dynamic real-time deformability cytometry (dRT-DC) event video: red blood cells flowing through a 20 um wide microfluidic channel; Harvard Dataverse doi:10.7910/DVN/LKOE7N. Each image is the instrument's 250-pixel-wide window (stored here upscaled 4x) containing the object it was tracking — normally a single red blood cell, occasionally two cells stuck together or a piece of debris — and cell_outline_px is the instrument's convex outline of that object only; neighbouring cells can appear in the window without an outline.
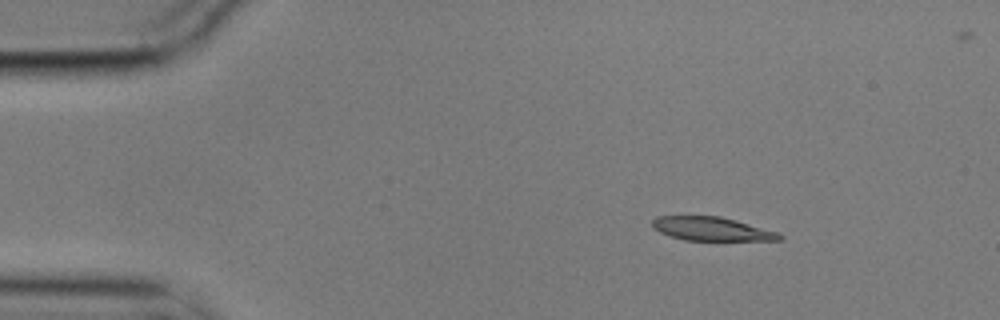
{"species": "common noctule bat (a hibernating species)", "species_latin": "Nyctalus noctula", "temperature_condition": "cold", "stored_images_in_passage": 3, "camera_frame_rate_fps": 3000, "um_per_image_px": 0.085, "animal": {"sex": "male", "body_mass_g": 17.9}, "frame": {"image": 1, "passage_image": 1, "time_ms": 0.0, "image_size_px": [1000, 320], "cell_outline_px": [[784, 240], [684, 240], [660, 232], [652, 228], [652, 220], [656, 216], [720, 216], [736, 220], [776, 232], [784, 236]], "centroid_in_image_um": [60.47, 19.45], "position_along_channel_um": 24.5, "area_um2": 17.4}}
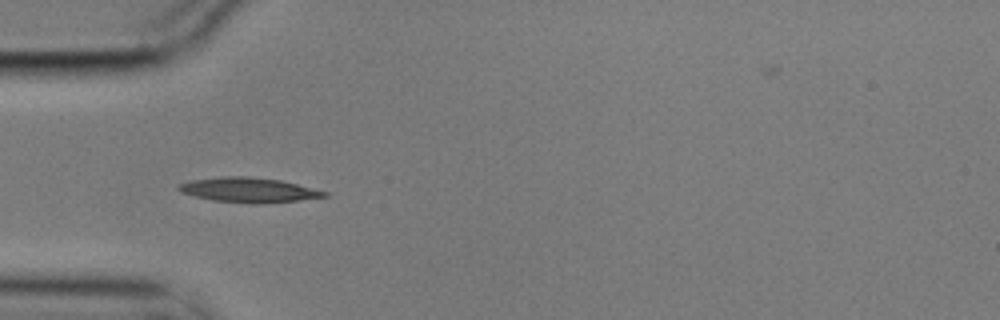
{"frame": {"image": 2, "passage_image": 3, "time_ms": 0.667, "image_size_px": [1000, 320], "cell_outline_px": [[328, 196], [300, 200], [264, 204], [252, 204], [212, 200], [180, 192], [176, 188], [176, 184], [192, 180], [220, 176], [248, 176], [280, 180], [328, 192]], "centroid_in_image_um": [21.1, 16.15], "position_along_channel_um": 63.9, "area_um2": 21.15}}